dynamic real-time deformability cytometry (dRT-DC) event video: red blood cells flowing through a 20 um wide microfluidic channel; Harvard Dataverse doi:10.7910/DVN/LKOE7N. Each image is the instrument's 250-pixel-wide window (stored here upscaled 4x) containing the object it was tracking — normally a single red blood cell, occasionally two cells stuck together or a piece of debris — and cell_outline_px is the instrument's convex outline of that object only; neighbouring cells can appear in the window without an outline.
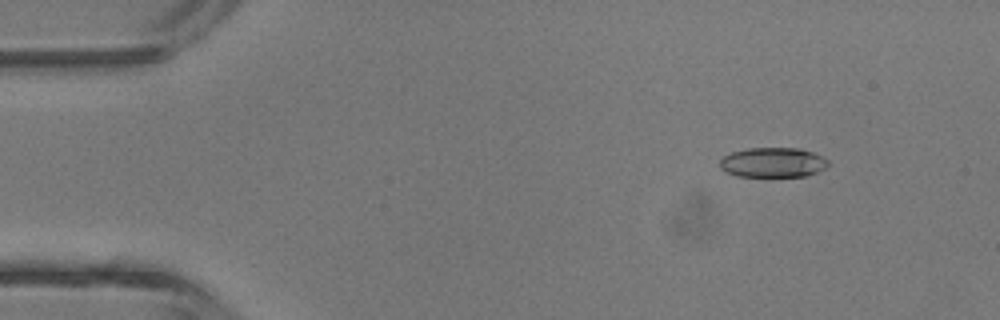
{"species": "common noctule bat (a hibernating species)", "species_latin": "Nyctalus noctula", "temperature_condition": "room temperature", "stored_images_in_passage": 3, "camera_frame_rate_fps": 3000, "um_per_image_px": 0.085, "animal": {"sex": "male", "body_mass_g": 13.3}, "frame": {"image": 1, "passage_image": 1, "time_ms": 0.0, "image_size_px": [1000, 320], "cell_outline_px": [[828, 164], [824, 168], [816, 172], [804, 176], [736, 176], [720, 168], [720, 160], [724, 156], [732, 152], [748, 148], [800, 148], [812, 152], [828, 160]], "centroid_in_image_um": [65.67, 13.8], "position_along_channel_um": 19.3, "area_um2": 18.61}}